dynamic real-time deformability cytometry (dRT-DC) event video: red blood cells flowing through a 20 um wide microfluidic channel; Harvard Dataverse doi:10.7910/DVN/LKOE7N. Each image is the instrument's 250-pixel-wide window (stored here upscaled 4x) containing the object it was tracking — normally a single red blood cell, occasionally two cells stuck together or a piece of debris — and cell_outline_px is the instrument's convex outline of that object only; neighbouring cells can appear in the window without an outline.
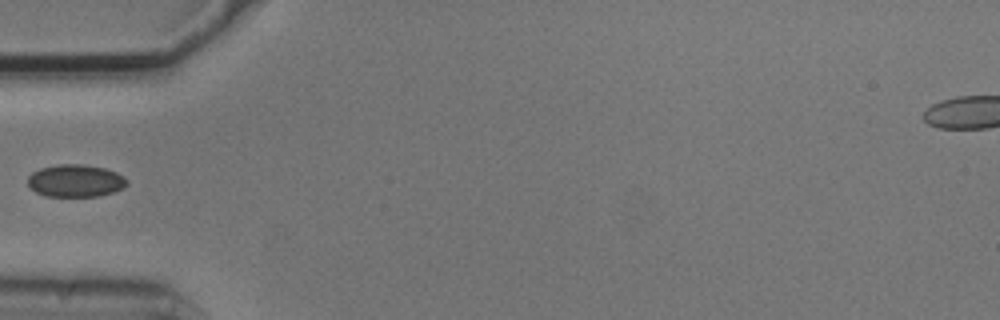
{"species": "common noctule bat (a hibernating species)", "species_latin": "Nyctalus noctula", "temperature_condition": "cold", "stored_images_in_passage": 6, "camera_frame_rate_fps": 3000, "um_per_image_px": 0.085, "animal": {"sex": "male", "body_mass_g": 20.5, "forearm_length_mm": 52.5}, "frame": {"image": 1, "passage_image": 6, "time_ms": 1.667, "image_size_px": [1000, 320], "cell_outline_px": [[128, 184], [124, 188], [100, 196], [48, 196], [36, 192], [28, 184], [28, 176], [32, 172], [40, 168], [56, 164], [84, 164], [104, 168], [116, 172], [124, 176], [128, 180]], "centroid_in_image_um": [6.44, 15.35], "position_along_channel_um": 78.6, "area_um2": 18.84}}